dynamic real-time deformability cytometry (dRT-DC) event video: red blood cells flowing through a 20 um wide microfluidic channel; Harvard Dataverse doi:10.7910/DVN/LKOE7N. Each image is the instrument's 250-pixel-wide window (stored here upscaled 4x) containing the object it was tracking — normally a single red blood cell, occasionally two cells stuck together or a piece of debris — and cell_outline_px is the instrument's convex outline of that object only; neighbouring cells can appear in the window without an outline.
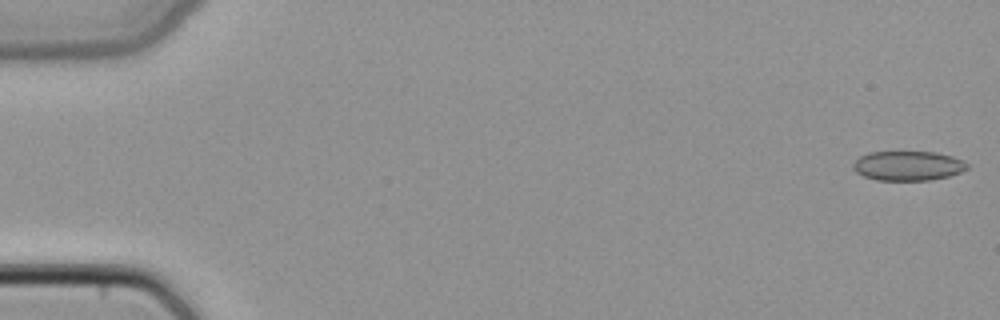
{"species": "common noctule bat (a hibernating species)", "species_latin": "Nyctalus noctula", "temperature_condition": "cold", "stored_images_in_passage": 48, "camera_frame_rate_fps": 3000, "um_per_image_px": 0.085, "animal": {"sex": "female", "body_mass_g": 22.7, "forearm_length_mm": 54.2}, "frame": {"image": 1, "passage_image": 1, "time_ms": 0.0, "image_size_px": [1000, 320], "cell_outline_px": [[968, 168], [960, 172], [948, 176], [928, 180], [876, 180], [864, 176], [856, 172], [852, 168], [852, 164], [860, 156], [868, 152], [936, 152], [952, 156], [968, 164]], "centroid_in_image_um": [77.14, 14.09], "position_along_channel_um": 7.9, "area_um2": 19.54}}
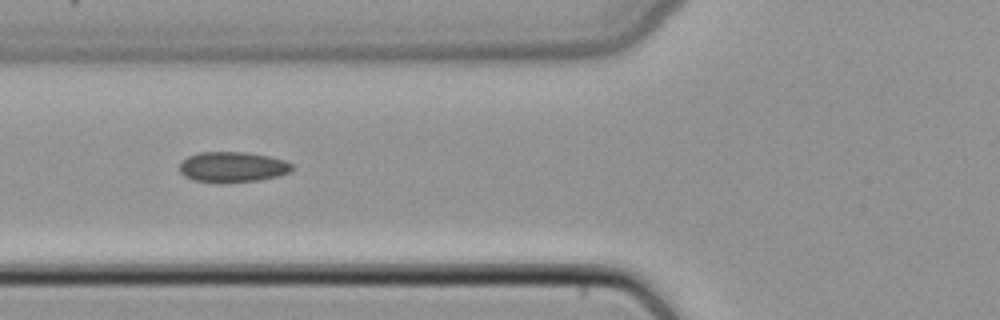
{"frame": {"image": 2, "passage_image": 19, "time_ms": 6.0, "image_size_px": [1000, 320], "cell_outline_px": [[292, 168], [288, 172], [280, 176], [260, 180], [220, 184], [192, 180], [184, 176], [180, 172], [180, 164], [188, 156], [200, 152], [248, 152], [268, 156], [284, 160], [292, 164]], "centroid_in_image_um": [19.75, 14.21], "position_along_channel_um": 106.1, "area_um2": 20.23}}
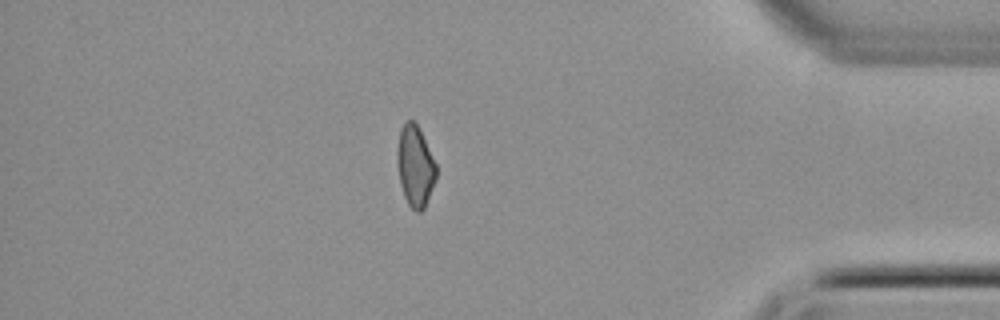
{"frame": {"image": 3, "passage_image": 42, "time_ms": 13.667, "image_size_px": [1000, 320], "cell_outline_px": [[436, 180], [424, 208], [420, 212], [416, 212], [408, 204], [404, 196], [400, 184], [396, 164], [396, 152], [400, 128], [408, 120], [412, 120], [420, 128], [436, 164]], "centroid_in_image_um": [35.27, 14.11], "position_along_channel_um": 399.9, "area_um2": 18.61}}